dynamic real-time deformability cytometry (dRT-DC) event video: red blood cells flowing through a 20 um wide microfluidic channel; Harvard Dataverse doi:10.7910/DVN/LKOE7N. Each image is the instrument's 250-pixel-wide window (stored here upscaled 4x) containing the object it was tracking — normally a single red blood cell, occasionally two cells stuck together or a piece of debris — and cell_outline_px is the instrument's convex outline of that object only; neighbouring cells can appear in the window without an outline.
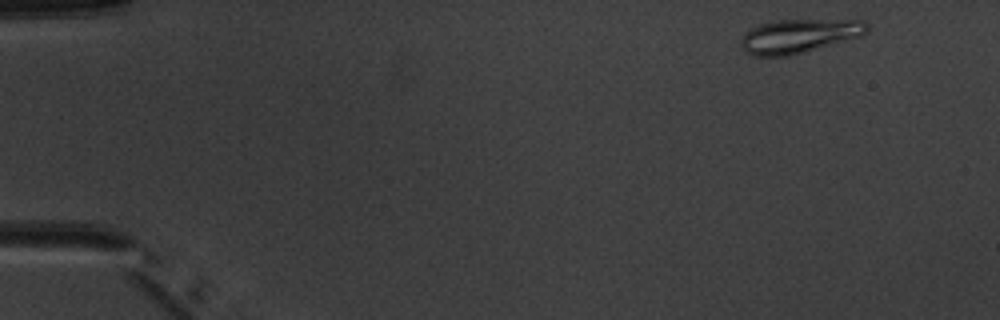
{"species": "common noctule bat (a hibernating species)", "species_latin": "Nyctalus noctula", "temperature_condition": "warm", "stored_images_in_passage": 5, "camera_frame_rate_fps": 3000, "um_per_image_px": 0.085, "animal": {"sex": "male", "body_mass_g": 20.1, "forearm_length_mm": 53.5}, "frame": {"image": 1, "passage_image": 1, "time_ms": 0.0, "image_size_px": [1000, 320], "cell_outline_px": [[868, 32], [860, 36], [792, 56], [752, 56], [744, 52], [740, 44], [740, 40], [752, 28], [760, 24], [776, 20], [864, 20], [868, 24]], "centroid_in_image_um": [67.91, 3.07], "position_along_channel_um": 17.1, "area_um2": 24.91}}